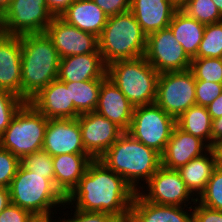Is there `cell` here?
Segmentation results:
<instances>
[{
	"label": "cell",
	"mask_w": 222,
	"mask_h": 222,
	"mask_svg": "<svg viewBox=\"0 0 222 222\" xmlns=\"http://www.w3.org/2000/svg\"><path fill=\"white\" fill-rule=\"evenodd\" d=\"M135 194L120 175L93 159L63 206L71 204L81 211L106 212L127 222Z\"/></svg>",
	"instance_id": "6da1fadb"
},
{
	"label": "cell",
	"mask_w": 222,
	"mask_h": 222,
	"mask_svg": "<svg viewBox=\"0 0 222 222\" xmlns=\"http://www.w3.org/2000/svg\"><path fill=\"white\" fill-rule=\"evenodd\" d=\"M21 40V98L29 102L57 80L60 57L45 33L25 34Z\"/></svg>",
	"instance_id": "7a4b0ae2"
},
{
	"label": "cell",
	"mask_w": 222,
	"mask_h": 222,
	"mask_svg": "<svg viewBox=\"0 0 222 222\" xmlns=\"http://www.w3.org/2000/svg\"><path fill=\"white\" fill-rule=\"evenodd\" d=\"M98 160L120 175L135 192L145 189L140 180L146 183L161 167V154L134 139L127 132H124Z\"/></svg>",
	"instance_id": "3957f363"
},
{
	"label": "cell",
	"mask_w": 222,
	"mask_h": 222,
	"mask_svg": "<svg viewBox=\"0 0 222 222\" xmlns=\"http://www.w3.org/2000/svg\"><path fill=\"white\" fill-rule=\"evenodd\" d=\"M146 41L147 36L130 10L109 16L98 37L99 51L106 66L118 60L143 57Z\"/></svg>",
	"instance_id": "277c9868"
},
{
	"label": "cell",
	"mask_w": 222,
	"mask_h": 222,
	"mask_svg": "<svg viewBox=\"0 0 222 222\" xmlns=\"http://www.w3.org/2000/svg\"><path fill=\"white\" fill-rule=\"evenodd\" d=\"M11 203L28 210L34 216H54L52 208L64 205L65 197L55 185L43 175H39L19 165L10 186ZM57 206V207H56Z\"/></svg>",
	"instance_id": "5b68a950"
},
{
	"label": "cell",
	"mask_w": 222,
	"mask_h": 222,
	"mask_svg": "<svg viewBox=\"0 0 222 222\" xmlns=\"http://www.w3.org/2000/svg\"><path fill=\"white\" fill-rule=\"evenodd\" d=\"M106 74L134 107L155 103L159 73L144 56L115 61Z\"/></svg>",
	"instance_id": "8992f818"
},
{
	"label": "cell",
	"mask_w": 222,
	"mask_h": 222,
	"mask_svg": "<svg viewBox=\"0 0 222 222\" xmlns=\"http://www.w3.org/2000/svg\"><path fill=\"white\" fill-rule=\"evenodd\" d=\"M48 119L31 103L25 102L0 137V146L20 160L43 148Z\"/></svg>",
	"instance_id": "52a82bcc"
},
{
	"label": "cell",
	"mask_w": 222,
	"mask_h": 222,
	"mask_svg": "<svg viewBox=\"0 0 222 222\" xmlns=\"http://www.w3.org/2000/svg\"><path fill=\"white\" fill-rule=\"evenodd\" d=\"M175 126L176 119L152 103L134 107L127 133L162 154Z\"/></svg>",
	"instance_id": "ba28073f"
},
{
	"label": "cell",
	"mask_w": 222,
	"mask_h": 222,
	"mask_svg": "<svg viewBox=\"0 0 222 222\" xmlns=\"http://www.w3.org/2000/svg\"><path fill=\"white\" fill-rule=\"evenodd\" d=\"M195 88L196 80L190 69L160 73L155 103L177 120L196 105Z\"/></svg>",
	"instance_id": "9c48e42d"
},
{
	"label": "cell",
	"mask_w": 222,
	"mask_h": 222,
	"mask_svg": "<svg viewBox=\"0 0 222 222\" xmlns=\"http://www.w3.org/2000/svg\"><path fill=\"white\" fill-rule=\"evenodd\" d=\"M54 15L45 0H12L4 12L7 35L44 33Z\"/></svg>",
	"instance_id": "30bf717a"
},
{
	"label": "cell",
	"mask_w": 222,
	"mask_h": 222,
	"mask_svg": "<svg viewBox=\"0 0 222 222\" xmlns=\"http://www.w3.org/2000/svg\"><path fill=\"white\" fill-rule=\"evenodd\" d=\"M144 57L159 74L190 69L192 60L169 27L147 36Z\"/></svg>",
	"instance_id": "8fae6325"
},
{
	"label": "cell",
	"mask_w": 222,
	"mask_h": 222,
	"mask_svg": "<svg viewBox=\"0 0 222 222\" xmlns=\"http://www.w3.org/2000/svg\"><path fill=\"white\" fill-rule=\"evenodd\" d=\"M146 184V192L143 190L137 192L146 201L159 205L185 207L192 204L191 202L192 205L197 202V198L190 192L177 170L161 166Z\"/></svg>",
	"instance_id": "7c38bea8"
},
{
	"label": "cell",
	"mask_w": 222,
	"mask_h": 222,
	"mask_svg": "<svg viewBox=\"0 0 222 222\" xmlns=\"http://www.w3.org/2000/svg\"><path fill=\"white\" fill-rule=\"evenodd\" d=\"M57 49L60 59L99 51L98 37L54 16L44 32Z\"/></svg>",
	"instance_id": "4fadbf2b"
},
{
	"label": "cell",
	"mask_w": 222,
	"mask_h": 222,
	"mask_svg": "<svg viewBox=\"0 0 222 222\" xmlns=\"http://www.w3.org/2000/svg\"><path fill=\"white\" fill-rule=\"evenodd\" d=\"M85 151L98 159L124 133V131L97 112L80 114L78 117Z\"/></svg>",
	"instance_id": "5bb4252c"
},
{
	"label": "cell",
	"mask_w": 222,
	"mask_h": 222,
	"mask_svg": "<svg viewBox=\"0 0 222 222\" xmlns=\"http://www.w3.org/2000/svg\"><path fill=\"white\" fill-rule=\"evenodd\" d=\"M42 149L52 157L60 154H88L82 143L78 119H48Z\"/></svg>",
	"instance_id": "9a60e30c"
},
{
	"label": "cell",
	"mask_w": 222,
	"mask_h": 222,
	"mask_svg": "<svg viewBox=\"0 0 222 222\" xmlns=\"http://www.w3.org/2000/svg\"><path fill=\"white\" fill-rule=\"evenodd\" d=\"M29 103L47 119H76L80 115L74 108L70 89L58 79L43 88Z\"/></svg>",
	"instance_id": "2e32d148"
},
{
	"label": "cell",
	"mask_w": 222,
	"mask_h": 222,
	"mask_svg": "<svg viewBox=\"0 0 222 222\" xmlns=\"http://www.w3.org/2000/svg\"><path fill=\"white\" fill-rule=\"evenodd\" d=\"M209 149L210 147L203 140L184 132L176 125L164 152L161 154V166L178 170L192 159L206 153Z\"/></svg>",
	"instance_id": "e0dca14e"
},
{
	"label": "cell",
	"mask_w": 222,
	"mask_h": 222,
	"mask_svg": "<svg viewBox=\"0 0 222 222\" xmlns=\"http://www.w3.org/2000/svg\"><path fill=\"white\" fill-rule=\"evenodd\" d=\"M106 72L107 66L100 52H94L61 58L57 79L61 82L106 79Z\"/></svg>",
	"instance_id": "ac0fdd59"
},
{
	"label": "cell",
	"mask_w": 222,
	"mask_h": 222,
	"mask_svg": "<svg viewBox=\"0 0 222 222\" xmlns=\"http://www.w3.org/2000/svg\"><path fill=\"white\" fill-rule=\"evenodd\" d=\"M133 110L134 106L121 90L106 78L100 86L95 112L112 121L124 132H127L131 124Z\"/></svg>",
	"instance_id": "d6986e66"
},
{
	"label": "cell",
	"mask_w": 222,
	"mask_h": 222,
	"mask_svg": "<svg viewBox=\"0 0 222 222\" xmlns=\"http://www.w3.org/2000/svg\"><path fill=\"white\" fill-rule=\"evenodd\" d=\"M179 9L171 0H130V11L146 36L169 27Z\"/></svg>",
	"instance_id": "ffe728a7"
},
{
	"label": "cell",
	"mask_w": 222,
	"mask_h": 222,
	"mask_svg": "<svg viewBox=\"0 0 222 222\" xmlns=\"http://www.w3.org/2000/svg\"><path fill=\"white\" fill-rule=\"evenodd\" d=\"M191 210L192 205L183 207L155 204L144 200L136 192L127 222H193Z\"/></svg>",
	"instance_id": "44dd1931"
},
{
	"label": "cell",
	"mask_w": 222,
	"mask_h": 222,
	"mask_svg": "<svg viewBox=\"0 0 222 222\" xmlns=\"http://www.w3.org/2000/svg\"><path fill=\"white\" fill-rule=\"evenodd\" d=\"M21 40L6 35L0 39V90H7L21 98Z\"/></svg>",
	"instance_id": "7402d4cb"
},
{
	"label": "cell",
	"mask_w": 222,
	"mask_h": 222,
	"mask_svg": "<svg viewBox=\"0 0 222 222\" xmlns=\"http://www.w3.org/2000/svg\"><path fill=\"white\" fill-rule=\"evenodd\" d=\"M92 160L89 154H60L52 157L54 185L65 198L78 185Z\"/></svg>",
	"instance_id": "603a6c76"
},
{
	"label": "cell",
	"mask_w": 222,
	"mask_h": 222,
	"mask_svg": "<svg viewBox=\"0 0 222 222\" xmlns=\"http://www.w3.org/2000/svg\"><path fill=\"white\" fill-rule=\"evenodd\" d=\"M60 17L68 24L99 37L109 16L93 0H75Z\"/></svg>",
	"instance_id": "cb8c5ba5"
},
{
	"label": "cell",
	"mask_w": 222,
	"mask_h": 222,
	"mask_svg": "<svg viewBox=\"0 0 222 222\" xmlns=\"http://www.w3.org/2000/svg\"><path fill=\"white\" fill-rule=\"evenodd\" d=\"M217 165L215 152L210 148L206 153L192 159L177 171L190 192L198 198L205 190Z\"/></svg>",
	"instance_id": "d4e9b609"
},
{
	"label": "cell",
	"mask_w": 222,
	"mask_h": 222,
	"mask_svg": "<svg viewBox=\"0 0 222 222\" xmlns=\"http://www.w3.org/2000/svg\"><path fill=\"white\" fill-rule=\"evenodd\" d=\"M205 26V24L189 17L180 8L174 13L169 24V28L173 32L175 39L191 59L197 55Z\"/></svg>",
	"instance_id": "484cf974"
},
{
	"label": "cell",
	"mask_w": 222,
	"mask_h": 222,
	"mask_svg": "<svg viewBox=\"0 0 222 222\" xmlns=\"http://www.w3.org/2000/svg\"><path fill=\"white\" fill-rule=\"evenodd\" d=\"M176 125L212 148V118L206 106H191L176 120Z\"/></svg>",
	"instance_id": "4316f807"
},
{
	"label": "cell",
	"mask_w": 222,
	"mask_h": 222,
	"mask_svg": "<svg viewBox=\"0 0 222 222\" xmlns=\"http://www.w3.org/2000/svg\"><path fill=\"white\" fill-rule=\"evenodd\" d=\"M105 79H93L81 82H63L70 89L71 100L79 114L95 111L100 86Z\"/></svg>",
	"instance_id": "83f0119b"
},
{
	"label": "cell",
	"mask_w": 222,
	"mask_h": 222,
	"mask_svg": "<svg viewBox=\"0 0 222 222\" xmlns=\"http://www.w3.org/2000/svg\"><path fill=\"white\" fill-rule=\"evenodd\" d=\"M194 58H222V21L205 26Z\"/></svg>",
	"instance_id": "f1b7e54d"
},
{
	"label": "cell",
	"mask_w": 222,
	"mask_h": 222,
	"mask_svg": "<svg viewBox=\"0 0 222 222\" xmlns=\"http://www.w3.org/2000/svg\"><path fill=\"white\" fill-rule=\"evenodd\" d=\"M180 9L205 25L222 21V15L212 0H186Z\"/></svg>",
	"instance_id": "f546056e"
},
{
	"label": "cell",
	"mask_w": 222,
	"mask_h": 222,
	"mask_svg": "<svg viewBox=\"0 0 222 222\" xmlns=\"http://www.w3.org/2000/svg\"><path fill=\"white\" fill-rule=\"evenodd\" d=\"M190 71L195 80L222 84V58H192Z\"/></svg>",
	"instance_id": "4dcf8cb0"
},
{
	"label": "cell",
	"mask_w": 222,
	"mask_h": 222,
	"mask_svg": "<svg viewBox=\"0 0 222 222\" xmlns=\"http://www.w3.org/2000/svg\"><path fill=\"white\" fill-rule=\"evenodd\" d=\"M197 201L204 206L222 211V167L217 165Z\"/></svg>",
	"instance_id": "1f68e13d"
},
{
	"label": "cell",
	"mask_w": 222,
	"mask_h": 222,
	"mask_svg": "<svg viewBox=\"0 0 222 222\" xmlns=\"http://www.w3.org/2000/svg\"><path fill=\"white\" fill-rule=\"evenodd\" d=\"M21 165L39 175H43L54 184V168L52 156L45 150L41 149L24 156L20 160Z\"/></svg>",
	"instance_id": "d6a6232c"
},
{
	"label": "cell",
	"mask_w": 222,
	"mask_h": 222,
	"mask_svg": "<svg viewBox=\"0 0 222 222\" xmlns=\"http://www.w3.org/2000/svg\"><path fill=\"white\" fill-rule=\"evenodd\" d=\"M24 103L25 101L16 94L7 90H0V137Z\"/></svg>",
	"instance_id": "836d02e7"
},
{
	"label": "cell",
	"mask_w": 222,
	"mask_h": 222,
	"mask_svg": "<svg viewBox=\"0 0 222 222\" xmlns=\"http://www.w3.org/2000/svg\"><path fill=\"white\" fill-rule=\"evenodd\" d=\"M20 164L17 156L0 146V187L9 188Z\"/></svg>",
	"instance_id": "e575fe53"
},
{
	"label": "cell",
	"mask_w": 222,
	"mask_h": 222,
	"mask_svg": "<svg viewBox=\"0 0 222 222\" xmlns=\"http://www.w3.org/2000/svg\"><path fill=\"white\" fill-rule=\"evenodd\" d=\"M222 93V84L196 80V105L208 106Z\"/></svg>",
	"instance_id": "d590c367"
},
{
	"label": "cell",
	"mask_w": 222,
	"mask_h": 222,
	"mask_svg": "<svg viewBox=\"0 0 222 222\" xmlns=\"http://www.w3.org/2000/svg\"><path fill=\"white\" fill-rule=\"evenodd\" d=\"M73 212L74 216L72 218L66 219L64 217L58 222H122L116 216L106 212L81 211L77 209Z\"/></svg>",
	"instance_id": "8d00e7d4"
},
{
	"label": "cell",
	"mask_w": 222,
	"mask_h": 222,
	"mask_svg": "<svg viewBox=\"0 0 222 222\" xmlns=\"http://www.w3.org/2000/svg\"><path fill=\"white\" fill-rule=\"evenodd\" d=\"M33 217L31 212L12 203L0 212V222H30Z\"/></svg>",
	"instance_id": "74e56055"
},
{
	"label": "cell",
	"mask_w": 222,
	"mask_h": 222,
	"mask_svg": "<svg viewBox=\"0 0 222 222\" xmlns=\"http://www.w3.org/2000/svg\"><path fill=\"white\" fill-rule=\"evenodd\" d=\"M194 204L195 206L192 207L193 222H222V211L204 206L198 201Z\"/></svg>",
	"instance_id": "f35d334b"
},
{
	"label": "cell",
	"mask_w": 222,
	"mask_h": 222,
	"mask_svg": "<svg viewBox=\"0 0 222 222\" xmlns=\"http://www.w3.org/2000/svg\"><path fill=\"white\" fill-rule=\"evenodd\" d=\"M108 16L129 11L130 0H93Z\"/></svg>",
	"instance_id": "ab89813d"
},
{
	"label": "cell",
	"mask_w": 222,
	"mask_h": 222,
	"mask_svg": "<svg viewBox=\"0 0 222 222\" xmlns=\"http://www.w3.org/2000/svg\"><path fill=\"white\" fill-rule=\"evenodd\" d=\"M49 11L54 16H60L75 0H45Z\"/></svg>",
	"instance_id": "60d3db41"
},
{
	"label": "cell",
	"mask_w": 222,
	"mask_h": 222,
	"mask_svg": "<svg viewBox=\"0 0 222 222\" xmlns=\"http://www.w3.org/2000/svg\"><path fill=\"white\" fill-rule=\"evenodd\" d=\"M207 110L212 120L222 117V93L207 106Z\"/></svg>",
	"instance_id": "b9f144b4"
},
{
	"label": "cell",
	"mask_w": 222,
	"mask_h": 222,
	"mask_svg": "<svg viewBox=\"0 0 222 222\" xmlns=\"http://www.w3.org/2000/svg\"><path fill=\"white\" fill-rule=\"evenodd\" d=\"M222 140V117L212 120V147Z\"/></svg>",
	"instance_id": "7bdbcfd3"
},
{
	"label": "cell",
	"mask_w": 222,
	"mask_h": 222,
	"mask_svg": "<svg viewBox=\"0 0 222 222\" xmlns=\"http://www.w3.org/2000/svg\"><path fill=\"white\" fill-rule=\"evenodd\" d=\"M11 203L10 191L7 187H0V212Z\"/></svg>",
	"instance_id": "ee69618b"
},
{
	"label": "cell",
	"mask_w": 222,
	"mask_h": 222,
	"mask_svg": "<svg viewBox=\"0 0 222 222\" xmlns=\"http://www.w3.org/2000/svg\"><path fill=\"white\" fill-rule=\"evenodd\" d=\"M212 149L215 152V156H216V161L218 166L222 167V140L218 141L213 147Z\"/></svg>",
	"instance_id": "f6af8a7d"
},
{
	"label": "cell",
	"mask_w": 222,
	"mask_h": 222,
	"mask_svg": "<svg viewBox=\"0 0 222 222\" xmlns=\"http://www.w3.org/2000/svg\"><path fill=\"white\" fill-rule=\"evenodd\" d=\"M52 217L51 215H45V216H34L30 222H52ZM54 222V220H53ZM56 222V219H55ZM58 222V221H57Z\"/></svg>",
	"instance_id": "bcb514c9"
},
{
	"label": "cell",
	"mask_w": 222,
	"mask_h": 222,
	"mask_svg": "<svg viewBox=\"0 0 222 222\" xmlns=\"http://www.w3.org/2000/svg\"><path fill=\"white\" fill-rule=\"evenodd\" d=\"M6 35L4 12L0 11V39L4 38Z\"/></svg>",
	"instance_id": "7dc6e473"
},
{
	"label": "cell",
	"mask_w": 222,
	"mask_h": 222,
	"mask_svg": "<svg viewBox=\"0 0 222 222\" xmlns=\"http://www.w3.org/2000/svg\"><path fill=\"white\" fill-rule=\"evenodd\" d=\"M12 0H0V11L5 12Z\"/></svg>",
	"instance_id": "c3c4849f"
},
{
	"label": "cell",
	"mask_w": 222,
	"mask_h": 222,
	"mask_svg": "<svg viewBox=\"0 0 222 222\" xmlns=\"http://www.w3.org/2000/svg\"><path fill=\"white\" fill-rule=\"evenodd\" d=\"M214 4L216 5L218 11L222 15V0H212Z\"/></svg>",
	"instance_id": "681fc988"
},
{
	"label": "cell",
	"mask_w": 222,
	"mask_h": 222,
	"mask_svg": "<svg viewBox=\"0 0 222 222\" xmlns=\"http://www.w3.org/2000/svg\"><path fill=\"white\" fill-rule=\"evenodd\" d=\"M179 8L186 2V0H171Z\"/></svg>",
	"instance_id": "f907efd6"
}]
</instances>
